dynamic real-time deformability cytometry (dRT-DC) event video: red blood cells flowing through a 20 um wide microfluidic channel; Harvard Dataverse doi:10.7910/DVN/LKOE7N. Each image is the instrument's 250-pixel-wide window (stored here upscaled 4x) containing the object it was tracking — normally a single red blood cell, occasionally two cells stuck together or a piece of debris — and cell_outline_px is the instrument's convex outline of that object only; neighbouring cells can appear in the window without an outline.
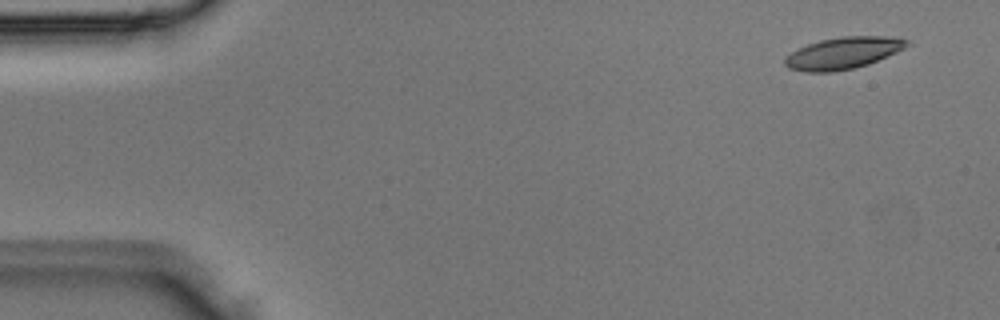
{"species": "Egyptian fruit bat (a non-hibernating species)", "species_latin": "Rousettus aegyptiacus", "temperature_condition": "room temperature", "stored_images_in_passage": 4, "camera_frame_rate_fps": 3000, "um_per_image_px": 0.085, "animal": {"sex": "male"}, "frame": {"image": 1, "passage_image": 1, "time_ms": 0.0, "image_size_px": [1000, 320], "cell_outline_px": [[912, 44], [896, 52], [868, 64], [852, 68], [832, 72], [808, 72], [788, 68], [784, 64], [784, 60], [792, 52], [808, 44], [820, 40], [840, 36], [888, 36], [908, 40]], "centroid_in_image_um": [71.68, 4.5], "position_along_channel_um": 13.3, "area_um2": 22.43}}
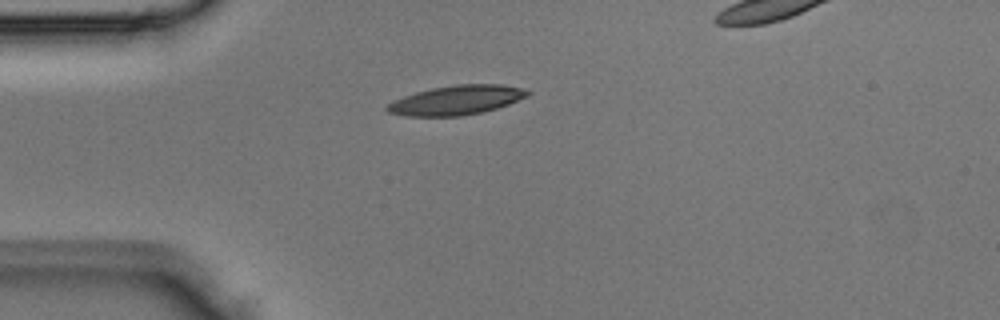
{"frame": {"image": 2, "passage_image": 3, "time_ms": 0.667, "image_size_px": [1000, 320], "cell_outline_px": [[532, 92], [528, 96], [508, 104], [484, 112], [460, 116], [408, 116], [388, 112], [384, 108], [388, 104], [404, 96], [416, 92], [432, 88], [456, 84], [500, 84], [524, 88]], "centroid_in_image_um": [38.83, 8.51], "position_along_channel_um": 46.2, "area_um2": 23.99}}